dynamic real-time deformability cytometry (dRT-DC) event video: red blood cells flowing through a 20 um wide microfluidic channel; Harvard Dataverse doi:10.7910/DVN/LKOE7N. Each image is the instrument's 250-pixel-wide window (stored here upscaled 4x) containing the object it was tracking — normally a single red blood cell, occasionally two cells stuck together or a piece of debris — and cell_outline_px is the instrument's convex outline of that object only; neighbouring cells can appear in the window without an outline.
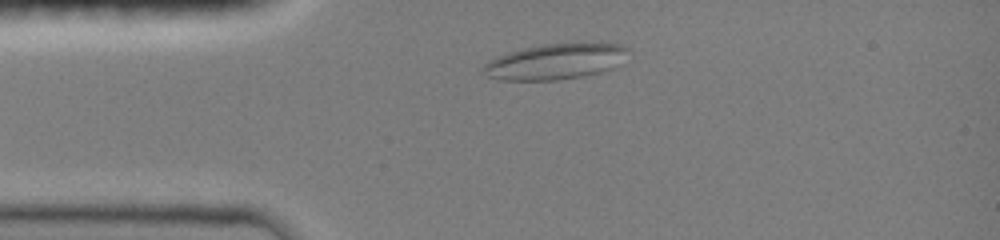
{"species": "common noctule bat (a hibernating species)", "species_latin": "Nyctalus noctula", "temperature_condition": "room temperature", "stored_images_in_passage": 41, "camera_frame_rate_fps": 3000, "um_per_image_px": 0.085, "animal": {"sex": "female", "body_mass_g": 19.0, "forearm_length_mm": 51.5}, "frame": {"image": 1, "passage_image": 7, "time_ms": 2.0, "image_size_px": [1000, 240], "cell_outline_px": [[628, 48], [612, 68], [600, 72], [580, 76], [556, 80], [496, 80], [480, 72], [484, 64], [488, 60], [524, 48], [544, 44], [624, 44]], "centroid_in_image_um": [47.09, 5.25], "position_along_channel_um": 37.9, "area_um2": 29.25}}
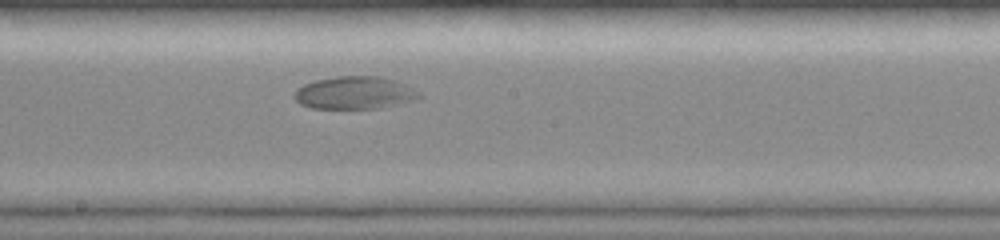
{"frame": {"image": 2, "passage_image": 23, "time_ms": 7.333, "image_size_px": [1000, 240], "cell_outline_px": [[424, 96], [412, 100], [380, 108], [312, 108], [300, 104], [296, 100], [296, 88], [304, 84], [316, 80], [336, 76], [380, 76], [408, 84], [420, 92]], "centroid_in_image_um": [30.18, 7.87], "position_along_channel_um": 218.0, "area_um2": 23.7}}
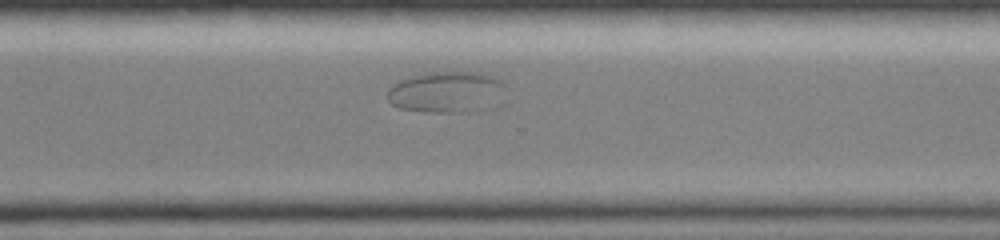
{"frame": {"image": 3, "passage_image": 32, "time_ms": 10.333, "image_size_px": [1000, 240], "cell_outline_px": [[512, 100], [508, 104], [500, 108], [468, 112], [424, 112], [400, 108], [392, 104], [388, 100], [388, 88], [392, 84], [400, 80], [412, 76], [428, 72], [480, 72], [496, 76], [504, 80], [508, 88]], "centroid_in_image_um": [38.24, 7.85], "position_along_channel_um": 332.4, "area_um2": 30.46}}